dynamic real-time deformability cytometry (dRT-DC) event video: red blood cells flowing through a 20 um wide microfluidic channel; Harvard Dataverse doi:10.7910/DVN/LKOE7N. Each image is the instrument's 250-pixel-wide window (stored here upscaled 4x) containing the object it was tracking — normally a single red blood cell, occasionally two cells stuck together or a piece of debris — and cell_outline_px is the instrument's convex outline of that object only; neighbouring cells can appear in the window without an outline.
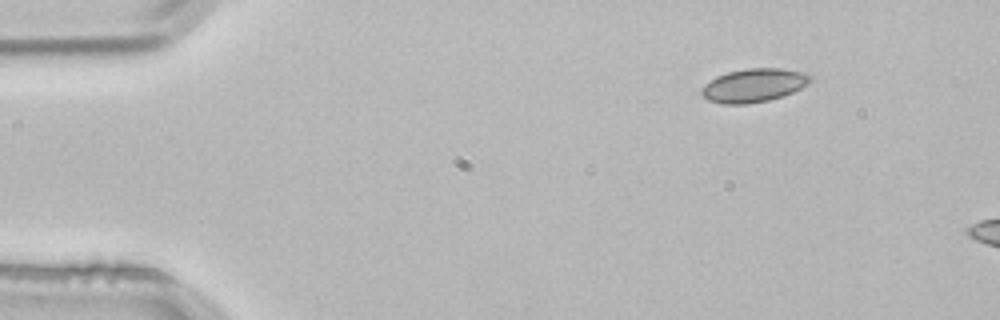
{"species": "common noctule bat (a hibernating species)", "species_latin": "Nyctalus noctula", "temperature_condition": "room temperature", "stored_images_in_passage": 3, "segment_of_instrument_passage": [2, 2], "camera_frame_rate_fps": 3000, "um_per_image_px": 0.085, "animal": {"sex": "male", "body_mass_g": 21.5, "forearm_length_mm": 52.0}, "frame": {"image": 1, "passage_image": 3, "time_ms": 0.667, "image_size_px": [1000, 320], "cell_outline_px": [[812, 80], [808, 84], [792, 92], [768, 100], [748, 104], [724, 104], [708, 100], [700, 92], [700, 88], [704, 84], [716, 76], [728, 72], [748, 68], [784, 68], [804, 72], [812, 76]], "centroid_in_image_um": [64.06, 7.24], "position_along_channel_um": 20.9, "area_um2": 21.27}}